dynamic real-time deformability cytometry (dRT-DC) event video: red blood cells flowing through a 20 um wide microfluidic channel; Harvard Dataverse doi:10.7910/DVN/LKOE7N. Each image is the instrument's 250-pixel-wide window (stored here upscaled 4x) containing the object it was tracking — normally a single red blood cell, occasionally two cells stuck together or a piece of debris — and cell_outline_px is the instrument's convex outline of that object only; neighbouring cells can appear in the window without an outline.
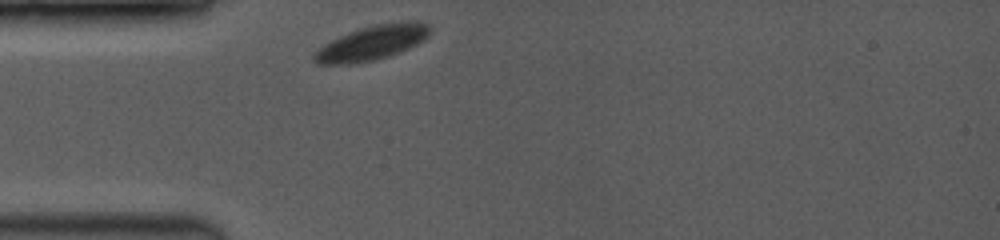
{"species": "common noctule bat (a hibernating species)", "species_latin": "Nyctalus noctula", "temperature_condition": "room temperature", "stored_images_in_passage": 36, "camera_frame_rate_fps": 3500, "um_per_image_px": 0.085, "animal": {"sex": "female", "body_mass_g": 19.0, "forearm_length_mm": 53.3}, "frame": {"image": 1, "passage_image": 1, "time_ms": 0.0, "image_size_px": [1000, 240], "cell_outline_px": [[432, 28], [428, 36], [424, 40], [408, 48], [372, 60], [348, 64], [316, 64], [312, 60], [312, 52], [324, 44], [348, 32], [360, 28], [376, 24], [408, 20], [420, 20], [428, 24]], "centroid_in_image_um": [31.61, 3.61], "position_along_channel_um": 53.4, "area_um2": 23.29}}
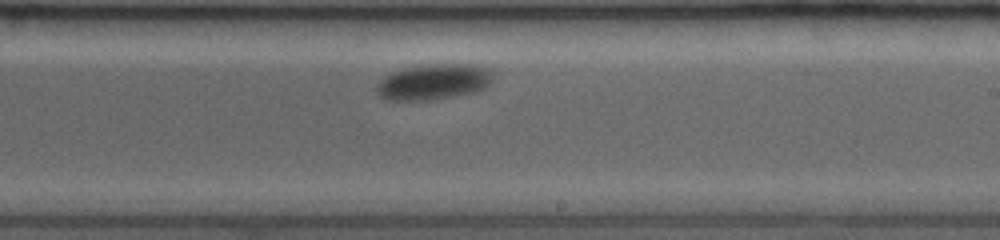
{"frame": {"image": 2, "passage_image": 21, "time_ms": 5.714, "image_size_px": [1000, 240], "cell_outline_px": [[492, 80], [484, 88], [476, 92], [428, 100], [384, 100], [376, 96], [376, 84], [384, 76], [392, 72], [404, 68], [428, 64], [476, 64], [488, 68], [492, 72]], "centroid_in_image_um": [36.82, 6.96], "position_along_channel_um": 252.2, "area_um2": 24.45}}
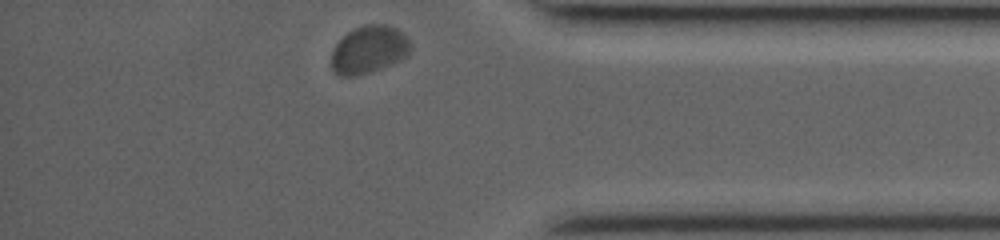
{"frame": {"image": 3, "passage_image": 36, "time_ms": 10.0, "image_size_px": [1000, 240], "cell_outline_px": [[412, 52], [408, 56], [392, 64], [356, 76], [340, 76], [332, 68], [332, 48], [348, 32], [364, 24], [388, 24], [396, 28], [412, 44]], "centroid_in_image_um": [31.39, 4.21], "position_along_channel_um": 403.8, "area_um2": 21.96}, "authors_computed_cell_mechanics": {"area_um2": 23.6402, "velocity_mm_per_s": 3.6499, "shape_relaxation_time_tau1_ms": 1.7814, "shape_relaxation_time_tau2_ms": null, "deformation_change_tau1": 0.0493, "deformation_change_tau2": null}}